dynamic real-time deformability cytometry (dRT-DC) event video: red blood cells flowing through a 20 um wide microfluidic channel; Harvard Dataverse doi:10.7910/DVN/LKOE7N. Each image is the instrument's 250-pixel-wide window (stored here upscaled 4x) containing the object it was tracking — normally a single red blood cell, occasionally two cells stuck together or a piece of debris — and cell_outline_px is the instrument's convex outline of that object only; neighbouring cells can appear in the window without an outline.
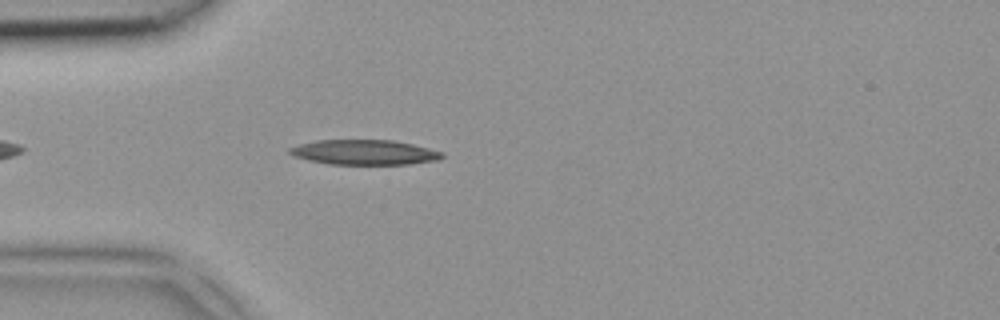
{"species": "common noctule bat (a hibernating species)", "species_latin": "Nyctalus noctula", "temperature_condition": "room temperature", "stored_images_in_passage": 1, "camera_frame_rate_fps": 3000, "um_per_image_px": 0.085, "animal": {"sex": "female", "body_mass_g": 18.4}, "frame": {"image": 1, "passage_image": 1, "time_ms": 0.0, "image_size_px": [1000, 320], "cell_outline_px": [[444, 156], [440, 160], [408, 164], [328, 164], [308, 160], [292, 156], [288, 152], [288, 148], [300, 144], [316, 140], [392, 140], [412, 144], [444, 152]], "centroid_in_image_um": [30.96, 12.95], "position_along_channel_um": 54.0, "area_um2": 22.25}}